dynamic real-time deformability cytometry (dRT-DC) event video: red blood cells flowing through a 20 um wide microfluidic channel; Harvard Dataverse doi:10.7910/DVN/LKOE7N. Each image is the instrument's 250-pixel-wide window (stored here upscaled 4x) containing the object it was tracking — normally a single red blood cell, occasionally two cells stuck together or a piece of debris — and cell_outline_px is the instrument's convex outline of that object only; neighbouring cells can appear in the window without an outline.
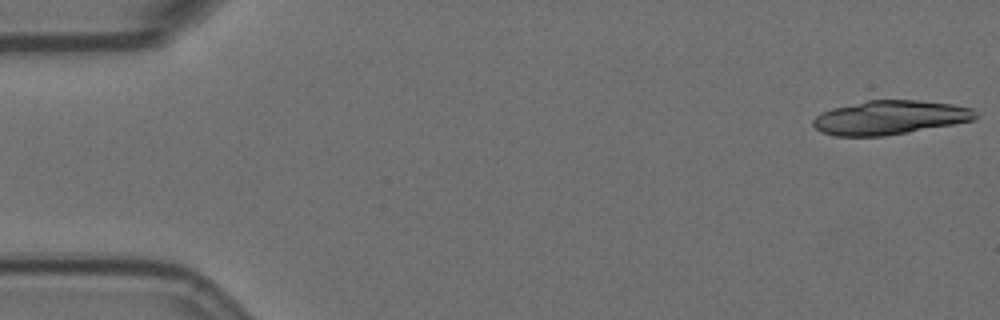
{"species": "Egyptian fruit bat (a non-hibernating species)", "species_latin": "Rousettus aegyptiacus", "temperature_condition": "room temperature", "stored_images_in_passage": 5, "camera_frame_rate_fps": 3000, "um_per_image_px": 0.085, "animal": {"sex": "female"}, "frame": {"image": 1, "passage_image": 1, "time_ms": 0.0, "image_size_px": [1000, 320], "cell_outline_px": [[980, 116], [972, 120], [952, 124], [908, 132], [884, 136], [836, 136], [820, 132], [812, 124], [812, 120], [816, 116], [832, 108], [868, 100], [916, 100], [952, 104], [972, 108]], "centroid_in_image_um": [75.63, 9.99], "position_along_channel_um": 9.4, "area_um2": 32.02}}